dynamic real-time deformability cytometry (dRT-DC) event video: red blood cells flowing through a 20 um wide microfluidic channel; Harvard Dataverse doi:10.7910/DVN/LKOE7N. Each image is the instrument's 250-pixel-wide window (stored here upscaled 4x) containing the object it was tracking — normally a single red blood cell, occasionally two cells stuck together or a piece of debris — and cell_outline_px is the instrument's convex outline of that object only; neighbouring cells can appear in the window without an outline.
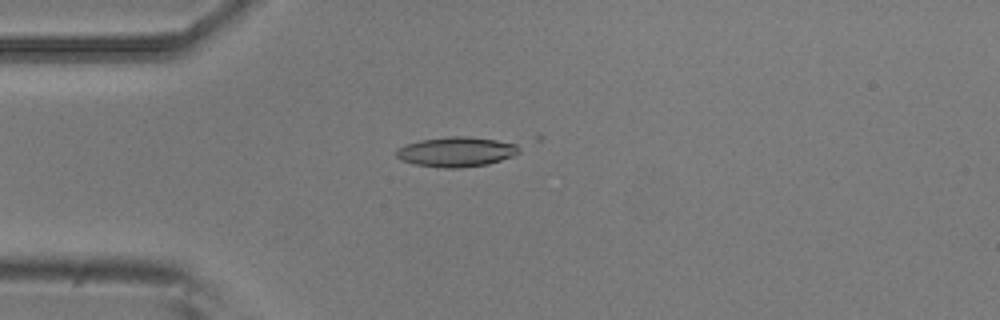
{"species": "common noctule bat (a hibernating species)", "species_latin": "Nyctalus noctula", "temperature_condition": "room temperature", "stored_images_in_passage": 5, "camera_frame_rate_fps": 3000, "um_per_image_px": 0.085, "animal": {"sex": "male", "body_mass_g": 20.5, "forearm_length_mm": 52.5}, "frame": {"image": 1, "passage_image": 5, "time_ms": 1.333, "image_size_px": [1000, 320], "cell_outline_px": [[520, 152], [512, 156], [488, 164], [460, 168], [444, 168], [416, 164], [400, 160], [396, 156], [396, 148], [404, 144], [420, 140], [448, 136], [464, 136], [496, 140], [516, 144], [520, 148]], "centroid_in_image_um": [38.75, 12.9], "position_along_channel_um": 46.3, "area_um2": 21.39}}